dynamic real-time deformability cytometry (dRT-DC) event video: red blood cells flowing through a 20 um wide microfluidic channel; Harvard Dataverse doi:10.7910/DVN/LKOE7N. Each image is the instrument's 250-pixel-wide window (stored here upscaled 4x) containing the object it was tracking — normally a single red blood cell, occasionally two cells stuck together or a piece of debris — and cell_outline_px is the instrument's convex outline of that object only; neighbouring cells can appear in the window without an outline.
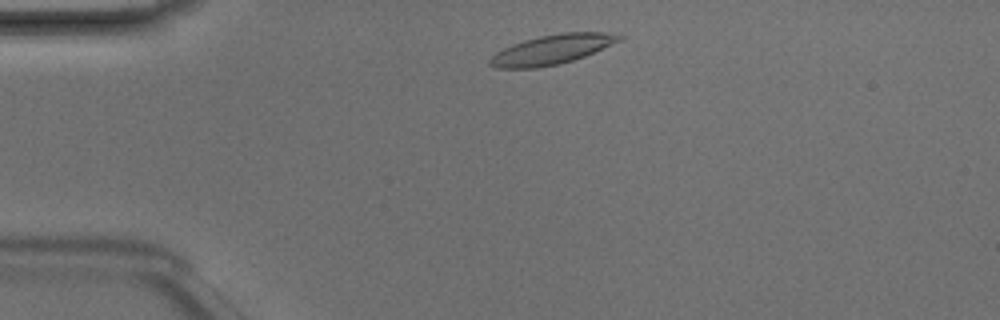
{"species": "Egyptian fruit bat (a non-hibernating species)", "species_latin": "Rousettus aegyptiacus", "temperature_condition": "room temperature", "stored_images_in_passage": 41, "camera_frame_rate_fps": 3000, "um_per_image_px": 0.085, "animal": {"sex": "male"}, "frame": {"image": 1, "passage_image": 3, "time_ms": 0.667, "image_size_px": [1000, 320], "cell_outline_px": [[624, 36], [620, 40], [584, 56], [572, 60], [556, 64], [536, 68], [496, 68], [488, 64], [488, 60], [496, 52], [512, 44], [524, 40], [540, 36], [560, 32], [604, 32]], "centroid_in_image_um": [46.86, 4.2], "position_along_channel_um": 38.1, "area_um2": 21.96}}
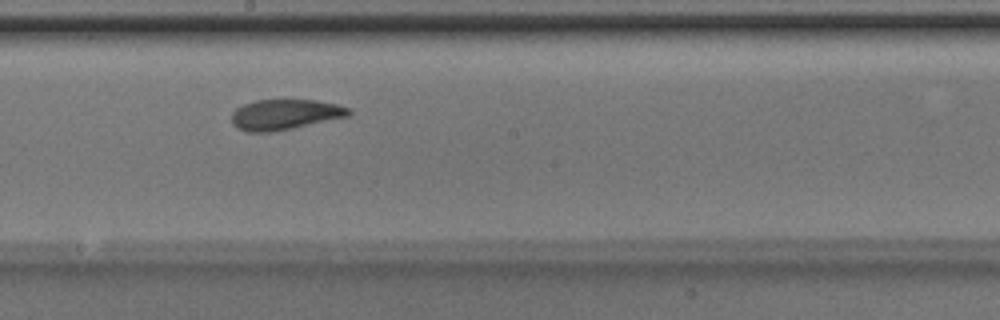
{"frame": {"image": 2, "passage_image": 19, "time_ms": 6.0, "image_size_px": [1000, 320], "cell_outline_px": [[352, 112], [348, 116], [292, 128], [268, 132], [248, 132], [236, 128], [232, 124], [232, 112], [236, 108], [244, 104], [256, 100], [316, 100], [336, 104], [348, 108]], "centroid_in_image_um": [24.18, 9.73], "position_along_channel_um": 224.0, "area_um2": 20.58}}
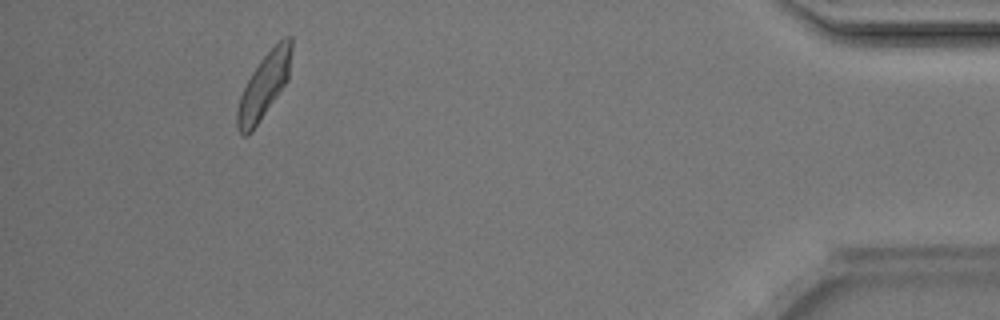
{"frame": {"image": 3, "passage_image": 37, "time_ms": 12.0, "image_size_px": [1000, 320], "cell_outline_px": [[292, 52], [288, 80], [252, 132], [248, 136], [244, 136], [236, 128], [236, 112], [240, 96], [252, 72], [260, 60], [284, 36], [292, 36]], "centroid_in_image_um": [22.44, 7.3], "position_along_channel_um": 412.8, "area_um2": 20.4}, "authors_computed_cell_mechanics": {"area_um2": 20.8658, "velocity_mm_per_s": 4.1656, "shape_relaxation_time_tau1_ms": 4.204, "shape_relaxation_time_tau2_ms": 2.6833, "deformation_change_tau1": 0.1337, "deformation_change_tau2": 0.0879}}